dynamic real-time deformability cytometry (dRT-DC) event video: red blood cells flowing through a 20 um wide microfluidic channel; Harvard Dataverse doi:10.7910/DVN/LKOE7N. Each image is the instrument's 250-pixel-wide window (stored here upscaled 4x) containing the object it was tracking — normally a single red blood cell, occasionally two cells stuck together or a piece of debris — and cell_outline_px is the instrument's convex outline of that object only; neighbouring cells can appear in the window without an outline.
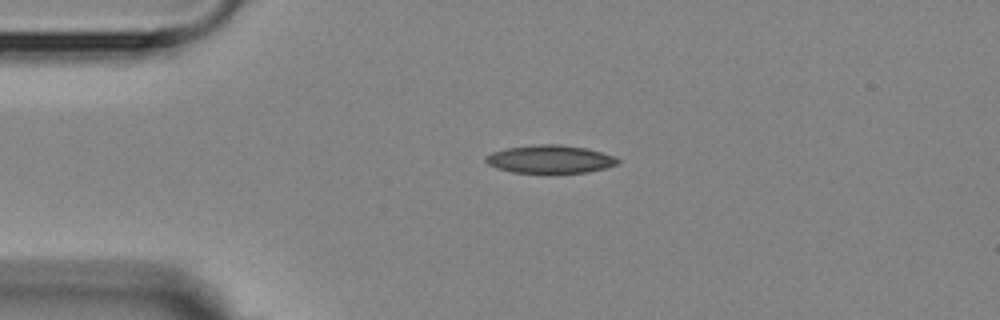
{"species": "Egyptian fruit bat (a non-hibernating species)", "species_latin": "Rousettus aegyptiacus", "temperature_condition": "room temperature", "stored_images_in_passage": 3, "camera_frame_rate_fps": 3000, "um_per_image_px": 0.085, "animal": {"sex": "female"}, "frame": {"image": 1, "passage_image": 1, "time_ms": 0.0, "image_size_px": [1000, 320], "cell_outline_px": [[620, 164], [588, 172], [552, 176], [548, 176], [512, 172], [496, 168], [488, 164], [484, 160], [484, 156], [492, 152], [504, 148], [536, 144], [560, 144], [584, 148], [616, 156], [620, 160]], "centroid_in_image_um": [46.73, 13.58], "position_along_channel_um": 38.3, "area_um2": 22.72}}
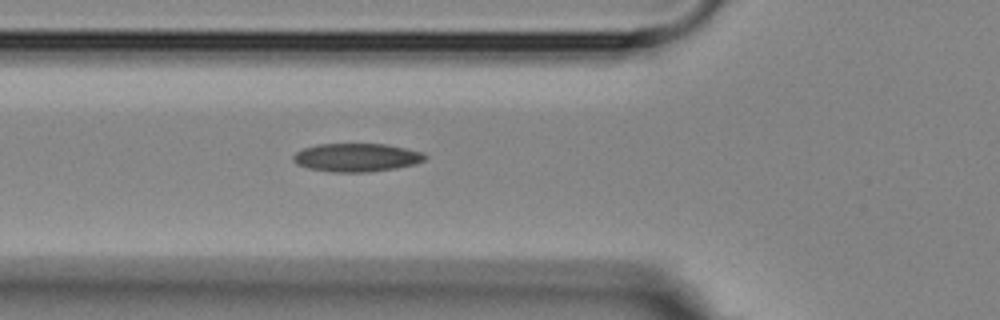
{"frame": {"image": 2, "passage_image": 3, "time_ms": 2.333, "image_size_px": [1000, 320], "cell_outline_px": [[428, 156], [424, 160], [416, 164], [396, 168], [368, 172], [332, 172], [308, 168], [296, 164], [292, 160], [292, 156], [296, 152], [304, 148], [316, 144], [384, 144], [424, 152]], "centroid_in_image_um": [30.3, 13.39], "position_along_channel_um": 95.5, "area_um2": 21.85}}